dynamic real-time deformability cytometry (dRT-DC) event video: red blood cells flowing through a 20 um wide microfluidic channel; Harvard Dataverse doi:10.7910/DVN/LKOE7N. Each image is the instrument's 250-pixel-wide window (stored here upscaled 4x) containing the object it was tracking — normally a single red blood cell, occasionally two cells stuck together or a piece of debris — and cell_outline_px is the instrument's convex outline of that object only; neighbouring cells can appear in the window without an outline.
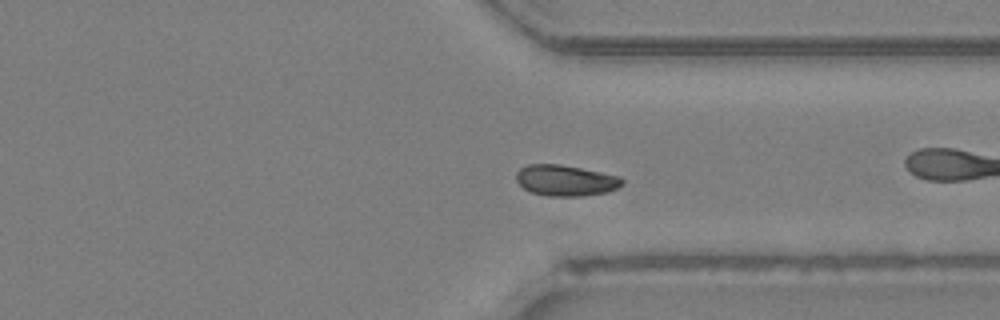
{"species": "Egyptian fruit bat (a non-hibernating species)", "species_latin": "Rousettus aegyptiacus", "temperature_condition": "room temperature", "stored_images_in_passage": 47, "camera_frame_rate_fps": 3000, "um_per_image_px": 0.085, "animal": {"sex": "female"}, "frame": {"image": 1, "passage_image": 34, "time_ms": 11.0, "image_size_px": [1000, 320], "cell_outline_px": [[624, 184], [608, 192], [584, 196], [548, 196], [532, 192], [524, 188], [516, 180], [516, 172], [520, 168], [528, 164], [560, 164], [620, 176], [624, 180]], "centroid_in_image_um": [48.09, 15.34], "position_along_channel_um": 363.3, "area_um2": 19.13}, "authors_computed_cell_mechanics": {"area_um2": 19.4208, "velocity_mm_per_s": 4.2497, "shape_relaxation_time_tau1_ms": 7.0108, "shape_relaxation_time_tau2_ms": null, "deformation_change_tau1": 0.1103, "deformation_change_tau2": null}}